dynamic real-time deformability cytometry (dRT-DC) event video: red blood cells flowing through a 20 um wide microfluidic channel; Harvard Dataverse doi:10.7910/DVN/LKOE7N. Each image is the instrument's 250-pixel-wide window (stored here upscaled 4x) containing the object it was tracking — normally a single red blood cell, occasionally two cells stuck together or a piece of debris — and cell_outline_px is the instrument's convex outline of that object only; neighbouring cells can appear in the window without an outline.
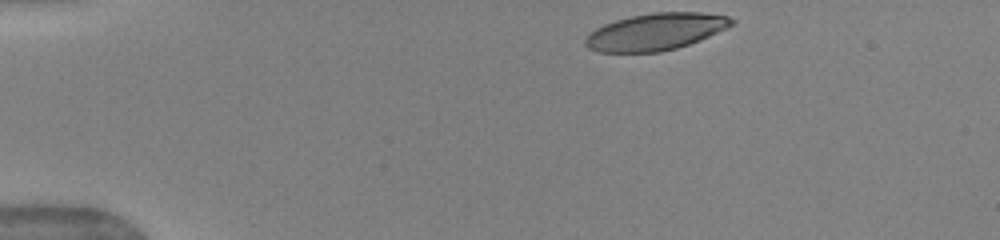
{"species": "human", "species_latin": "Homo sapiens", "temperature_condition": "warm", "stored_images_in_passage": 43, "camera_frame_rate_fps": 3000, "um_per_image_px": 0.085, "donor": {"sex": "female"}, "frame": {"image": 1, "passage_image": 1, "time_ms": 0.0, "image_size_px": [1000, 240], "cell_outline_px": [[736, 20], [732, 24], [700, 40], [676, 48], [660, 52], [600, 52], [588, 48], [584, 44], [584, 40], [596, 28], [604, 24], [616, 20], [632, 16], [652, 12], [700, 12], [728, 16]], "centroid_in_image_um": [55.71, 2.69], "position_along_channel_um": 29.3, "area_um2": 31.15}}
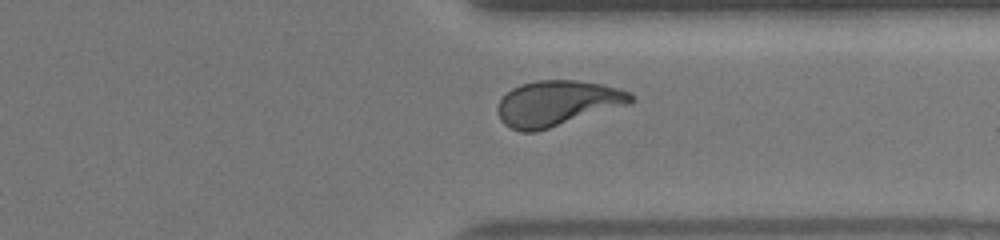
{"frame": {"image": 2, "passage_image": 32, "time_ms": 10.333, "image_size_px": [1000, 240], "cell_outline_px": [[636, 96], [628, 104], [536, 132], [520, 132], [504, 124], [500, 120], [496, 112], [496, 108], [500, 100], [512, 88], [520, 84], [536, 80], [576, 80], [600, 84], [632, 92]], "centroid_in_image_um": [47.33, 8.78], "position_along_channel_um": 364.1, "area_um2": 35.14}}
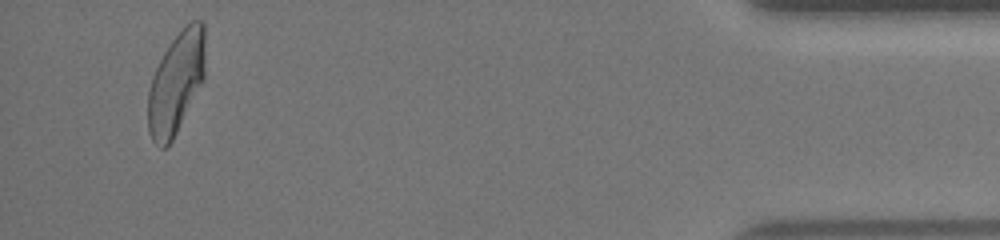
{"frame": {"image": 3, "passage_image": 41, "time_ms": 13.333, "image_size_px": [1000, 240], "cell_outline_px": [[204, 80], [172, 140], [164, 148], [160, 148], [152, 140], [148, 132], [148, 92], [152, 76], [164, 52], [172, 40], [192, 20], [200, 20], [204, 24]], "centroid_in_image_um": [14.96, 7.07], "position_along_channel_um": 420.2, "area_um2": 33.52}, "authors_computed_cell_mechanics": {"area_um2": 34.4488, "velocity_mm_per_s": 3.9622, "shape_relaxation_time_tau1_ms": 4.572, "shape_relaxation_time_tau2_ms": 1.1225, "deformation_change_tau1": 0.196, "deformation_change_tau2": 0.0908}}